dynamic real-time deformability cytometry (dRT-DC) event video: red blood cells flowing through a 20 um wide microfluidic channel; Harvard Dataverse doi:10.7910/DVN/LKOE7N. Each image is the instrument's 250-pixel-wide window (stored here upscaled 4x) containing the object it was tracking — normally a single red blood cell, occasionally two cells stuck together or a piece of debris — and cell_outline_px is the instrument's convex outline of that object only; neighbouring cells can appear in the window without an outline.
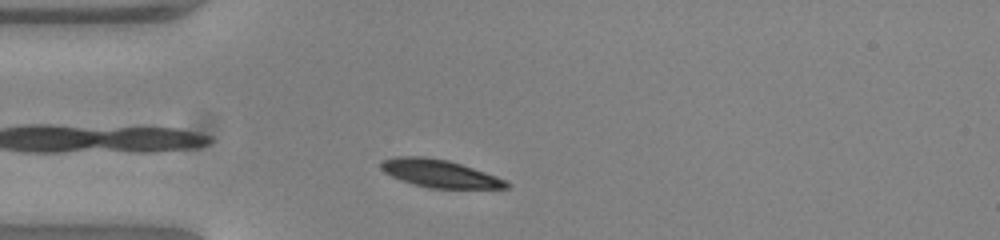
{"species": "common noctule bat (a hibernating species)", "species_latin": "Nyctalus noctula", "temperature_condition": "warm", "stored_images_in_passage": 39, "camera_frame_rate_fps": 3000, "um_per_image_px": 0.085, "animal": {"sex": "female", "body_mass_g": 23.0, "forearm_length_mm": 53.4}, "frame": {"image": 1, "passage_image": 4, "time_ms": 1.0, "image_size_px": [1000, 240], "cell_outline_px": [[512, 184], [508, 188], [428, 188], [400, 180], [384, 172], [380, 168], [380, 164], [384, 160], [396, 156], [424, 156], [448, 160], [496, 176]], "centroid_in_image_um": [37.34, 14.75], "position_along_channel_um": 47.7, "area_um2": 20.11}}
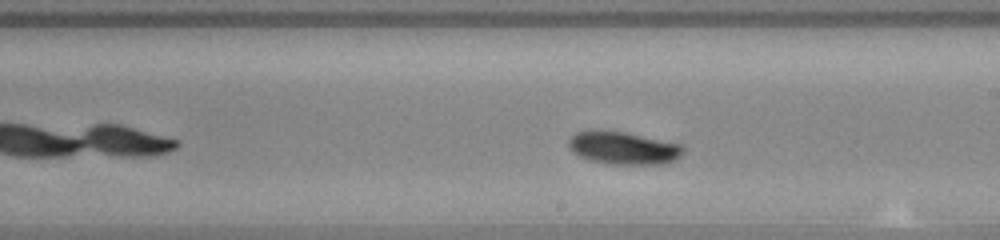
{"frame": {"image": 2, "passage_image": 20, "time_ms": 6.333, "image_size_px": [1000, 240], "cell_outline_px": [[684, 152], [676, 160], [668, 164], [608, 164], [592, 160], [580, 156], [568, 148], [568, 140], [576, 132], [624, 132], [680, 144], [684, 148]], "centroid_in_image_um": [53.04, 12.61], "position_along_channel_um": 236.0, "area_um2": 21.39}}
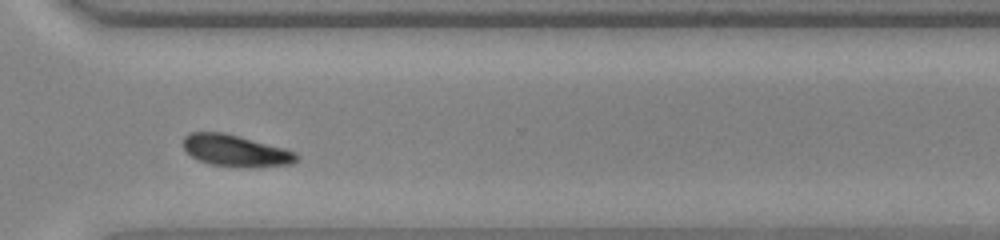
{"frame": {"image": 3, "passage_image": 29, "time_ms": 9.333, "image_size_px": [1000, 240], "cell_outline_px": [[300, 160], [292, 164], [208, 164], [192, 156], [184, 148], [184, 136], [188, 132], [220, 132], [284, 148], [296, 152], [300, 156]], "centroid_in_image_um": [20.0, 12.75], "position_along_channel_um": 350.6, "area_um2": 19.59}, "authors_computed_cell_mechanics": {"area_um2": 21.386, "velocity_mm_per_s": 3.811, "shape_relaxation_time_tau1_ms": 2.5541, "shape_relaxation_time_tau2_ms": null, "deformation_change_tau1": 0.1064, "deformation_change_tau2": null}}